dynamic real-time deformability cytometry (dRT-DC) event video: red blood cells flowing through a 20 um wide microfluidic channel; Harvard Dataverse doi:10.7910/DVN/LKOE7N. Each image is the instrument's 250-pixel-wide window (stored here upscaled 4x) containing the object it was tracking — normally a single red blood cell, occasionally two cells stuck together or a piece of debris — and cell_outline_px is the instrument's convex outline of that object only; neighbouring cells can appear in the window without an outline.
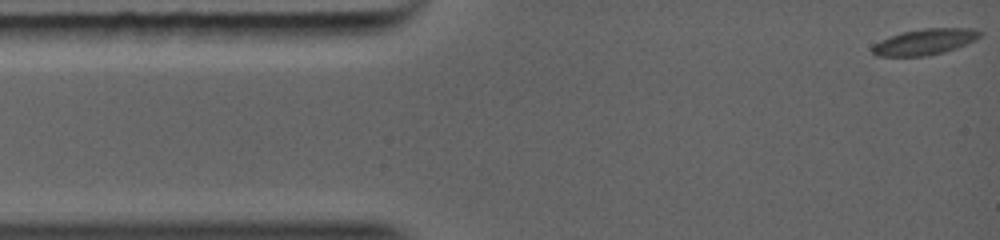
{"species": "common noctule bat (a hibernating species)", "species_latin": "Nyctalus noctula", "temperature_condition": "warm", "stored_images_in_passage": 35, "camera_frame_rate_fps": 5000, "um_per_image_px": 0.085, "animal": {"sex": "female", "body_mass_g": 19.0, "forearm_length_mm": 56.7}, "frame": {"image": 1, "passage_image": 1, "time_ms": 0.0, "image_size_px": [1000, 240], "cell_outline_px": [[980, 36], [976, 40], [956, 48], [944, 52], [924, 56], [876, 56], [872, 52], [872, 44], [892, 36], [904, 32], [924, 28], [968, 28], [980, 32]], "centroid_in_image_um": [78.59, 3.56], "position_along_channel_um": 6.4, "area_um2": 16.01}}
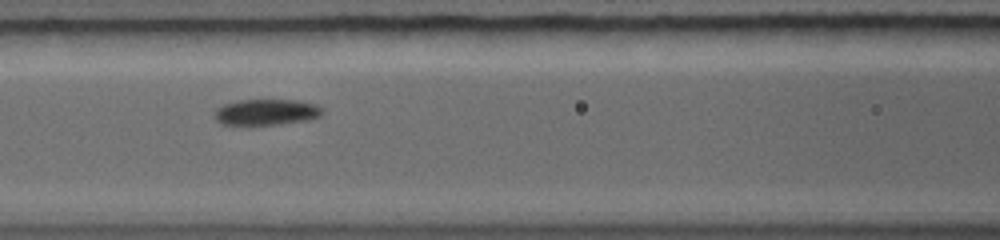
{"frame": {"image": 2, "passage_image": 14, "time_ms": 4.4, "image_size_px": [1000, 240], "cell_outline_px": [[324, 112], [320, 116], [308, 120], [280, 124], [248, 128], [220, 124], [216, 120], [216, 108], [224, 104], [240, 100], [296, 100], [316, 104]], "centroid_in_image_um": [22.59, 9.58], "position_along_channel_um": 144.0, "area_um2": 16.99}}
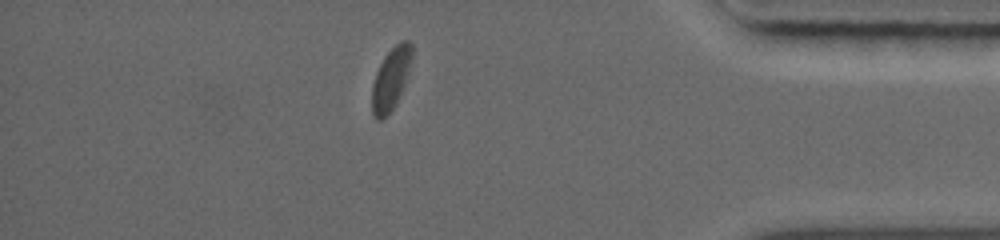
{"frame": {"image": 3, "passage_image": 31, "time_ms": 10.4, "image_size_px": [1000, 240], "cell_outline_px": [[412, 60], [404, 84], [396, 104], [380, 120], [376, 120], [372, 112], [372, 84], [376, 72], [384, 56], [400, 40], [408, 40], [412, 44]], "centroid_in_image_um": [33.22, 6.66], "position_along_channel_um": 402.0, "area_um2": 14.33}}